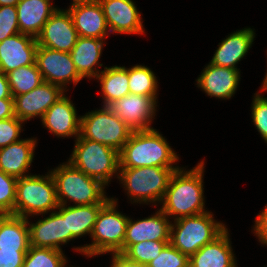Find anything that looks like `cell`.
I'll list each match as a JSON object with an SVG mask.
<instances>
[{
    "label": "cell",
    "mask_w": 267,
    "mask_h": 267,
    "mask_svg": "<svg viewBox=\"0 0 267 267\" xmlns=\"http://www.w3.org/2000/svg\"><path fill=\"white\" fill-rule=\"evenodd\" d=\"M204 161L202 160L191 170L180 167L176 170L169 181L160 210L177 220L187 216L203 214L205 210L203 172Z\"/></svg>",
    "instance_id": "obj_1"
},
{
    "label": "cell",
    "mask_w": 267,
    "mask_h": 267,
    "mask_svg": "<svg viewBox=\"0 0 267 267\" xmlns=\"http://www.w3.org/2000/svg\"><path fill=\"white\" fill-rule=\"evenodd\" d=\"M179 160L165 137L156 129L133 131L119 152V168L167 167Z\"/></svg>",
    "instance_id": "obj_2"
},
{
    "label": "cell",
    "mask_w": 267,
    "mask_h": 267,
    "mask_svg": "<svg viewBox=\"0 0 267 267\" xmlns=\"http://www.w3.org/2000/svg\"><path fill=\"white\" fill-rule=\"evenodd\" d=\"M118 199H111L101 208L97 215L91 235V244L73 247L88 257L104 253L123 254V241L129 217L117 211Z\"/></svg>",
    "instance_id": "obj_3"
},
{
    "label": "cell",
    "mask_w": 267,
    "mask_h": 267,
    "mask_svg": "<svg viewBox=\"0 0 267 267\" xmlns=\"http://www.w3.org/2000/svg\"><path fill=\"white\" fill-rule=\"evenodd\" d=\"M59 205H67V200L75 205L107 203L111 198L105 194V185L73 167L68 161L52 169Z\"/></svg>",
    "instance_id": "obj_4"
},
{
    "label": "cell",
    "mask_w": 267,
    "mask_h": 267,
    "mask_svg": "<svg viewBox=\"0 0 267 267\" xmlns=\"http://www.w3.org/2000/svg\"><path fill=\"white\" fill-rule=\"evenodd\" d=\"M179 168H119L118 179L133 203L161 204L173 173ZM133 200V201H132ZM157 202V203H156Z\"/></svg>",
    "instance_id": "obj_5"
},
{
    "label": "cell",
    "mask_w": 267,
    "mask_h": 267,
    "mask_svg": "<svg viewBox=\"0 0 267 267\" xmlns=\"http://www.w3.org/2000/svg\"><path fill=\"white\" fill-rule=\"evenodd\" d=\"M58 207L56 184L50 171L45 176L30 174L17 179L13 215L23 218L43 216Z\"/></svg>",
    "instance_id": "obj_6"
},
{
    "label": "cell",
    "mask_w": 267,
    "mask_h": 267,
    "mask_svg": "<svg viewBox=\"0 0 267 267\" xmlns=\"http://www.w3.org/2000/svg\"><path fill=\"white\" fill-rule=\"evenodd\" d=\"M213 218L208 211L175 220L171 223L169 243L190 258L226 229L225 224Z\"/></svg>",
    "instance_id": "obj_7"
},
{
    "label": "cell",
    "mask_w": 267,
    "mask_h": 267,
    "mask_svg": "<svg viewBox=\"0 0 267 267\" xmlns=\"http://www.w3.org/2000/svg\"><path fill=\"white\" fill-rule=\"evenodd\" d=\"M74 149L68 162L89 177L108 186L114 174L118 178L119 152L102 143L84 139L75 140Z\"/></svg>",
    "instance_id": "obj_8"
},
{
    "label": "cell",
    "mask_w": 267,
    "mask_h": 267,
    "mask_svg": "<svg viewBox=\"0 0 267 267\" xmlns=\"http://www.w3.org/2000/svg\"><path fill=\"white\" fill-rule=\"evenodd\" d=\"M133 130L108 106L81 116L80 136L120 152Z\"/></svg>",
    "instance_id": "obj_9"
},
{
    "label": "cell",
    "mask_w": 267,
    "mask_h": 267,
    "mask_svg": "<svg viewBox=\"0 0 267 267\" xmlns=\"http://www.w3.org/2000/svg\"><path fill=\"white\" fill-rule=\"evenodd\" d=\"M35 62L44 82L58 85L65 92L69 82H73L75 86L83 79L77 72L70 53L37 46Z\"/></svg>",
    "instance_id": "obj_10"
},
{
    "label": "cell",
    "mask_w": 267,
    "mask_h": 267,
    "mask_svg": "<svg viewBox=\"0 0 267 267\" xmlns=\"http://www.w3.org/2000/svg\"><path fill=\"white\" fill-rule=\"evenodd\" d=\"M56 210L50 212L48 217L39 219L36 223H30L27 218L30 246L62 251L61 245L72 240V233H67L66 205H59Z\"/></svg>",
    "instance_id": "obj_11"
},
{
    "label": "cell",
    "mask_w": 267,
    "mask_h": 267,
    "mask_svg": "<svg viewBox=\"0 0 267 267\" xmlns=\"http://www.w3.org/2000/svg\"><path fill=\"white\" fill-rule=\"evenodd\" d=\"M78 38L68 9L58 8L36 37L38 46L70 53Z\"/></svg>",
    "instance_id": "obj_12"
},
{
    "label": "cell",
    "mask_w": 267,
    "mask_h": 267,
    "mask_svg": "<svg viewBox=\"0 0 267 267\" xmlns=\"http://www.w3.org/2000/svg\"><path fill=\"white\" fill-rule=\"evenodd\" d=\"M157 102L152 97L129 93L112 102L108 108L133 131L148 130L155 117Z\"/></svg>",
    "instance_id": "obj_13"
},
{
    "label": "cell",
    "mask_w": 267,
    "mask_h": 267,
    "mask_svg": "<svg viewBox=\"0 0 267 267\" xmlns=\"http://www.w3.org/2000/svg\"><path fill=\"white\" fill-rule=\"evenodd\" d=\"M64 94L60 86L43 82L30 92L14 97V115L24 122L35 117L42 119L45 112Z\"/></svg>",
    "instance_id": "obj_14"
},
{
    "label": "cell",
    "mask_w": 267,
    "mask_h": 267,
    "mask_svg": "<svg viewBox=\"0 0 267 267\" xmlns=\"http://www.w3.org/2000/svg\"><path fill=\"white\" fill-rule=\"evenodd\" d=\"M102 6L110 32L143 34L145 32L140 11L132 0H98Z\"/></svg>",
    "instance_id": "obj_15"
},
{
    "label": "cell",
    "mask_w": 267,
    "mask_h": 267,
    "mask_svg": "<svg viewBox=\"0 0 267 267\" xmlns=\"http://www.w3.org/2000/svg\"><path fill=\"white\" fill-rule=\"evenodd\" d=\"M160 209L140 220L128 219L125 238L123 241V253L133 244L142 241H170L171 223Z\"/></svg>",
    "instance_id": "obj_16"
},
{
    "label": "cell",
    "mask_w": 267,
    "mask_h": 267,
    "mask_svg": "<svg viewBox=\"0 0 267 267\" xmlns=\"http://www.w3.org/2000/svg\"><path fill=\"white\" fill-rule=\"evenodd\" d=\"M36 38L18 33L0 42V70L7 74L36 60Z\"/></svg>",
    "instance_id": "obj_17"
},
{
    "label": "cell",
    "mask_w": 267,
    "mask_h": 267,
    "mask_svg": "<svg viewBox=\"0 0 267 267\" xmlns=\"http://www.w3.org/2000/svg\"><path fill=\"white\" fill-rule=\"evenodd\" d=\"M240 79L239 69L209 63L197 78L196 84L210 97L229 100L236 93Z\"/></svg>",
    "instance_id": "obj_18"
},
{
    "label": "cell",
    "mask_w": 267,
    "mask_h": 267,
    "mask_svg": "<svg viewBox=\"0 0 267 267\" xmlns=\"http://www.w3.org/2000/svg\"><path fill=\"white\" fill-rule=\"evenodd\" d=\"M41 121L58 138L80 136L81 116H77L74 104L65 94L45 112Z\"/></svg>",
    "instance_id": "obj_19"
},
{
    "label": "cell",
    "mask_w": 267,
    "mask_h": 267,
    "mask_svg": "<svg viewBox=\"0 0 267 267\" xmlns=\"http://www.w3.org/2000/svg\"><path fill=\"white\" fill-rule=\"evenodd\" d=\"M68 11L72 17L78 36L105 39L109 28L100 3H78L70 5Z\"/></svg>",
    "instance_id": "obj_20"
},
{
    "label": "cell",
    "mask_w": 267,
    "mask_h": 267,
    "mask_svg": "<svg viewBox=\"0 0 267 267\" xmlns=\"http://www.w3.org/2000/svg\"><path fill=\"white\" fill-rule=\"evenodd\" d=\"M226 228L189 258V267H238Z\"/></svg>",
    "instance_id": "obj_21"
},
{
    "label": "cell",
    "mask_w": 267,
    "mask_h": 267,
    "mask_svg": "<svg viewBox=\"0 0 267 267\" xmlns=\"http://www.w3.org/2000/svg\"><path fill=\"white\" fill-rule=\"evenodd\" d=\"M255 32L251 28L234 31L218 44V48L209 62L216 66L238 69V64L251 48Z\"/></svg>",
    "instance_id": "obj_22"
},
{
    "label": "cell",
    "mask_w": 267,
    "mask_h": 267,
    "mask_svg": "<svg viewBox=\"0 0 267 267\" xmlns=\"http://www.w3.org/2000/svg\"><path fill=\"white\" fill-rule=\"evenodd\" d=\"M36 145V138H21L20 141L1 148L0 170L17 179L29 176L28 170L33 162Z\"/></svg>",
    "instance_id": "obj_23"
},
{
    "label": "cell",
    "mask_w": 267,
    "mask_h": 267,
    "mask_svg": "<svg viewBox=\"0 0 267 267\" xmlns=\"http://www.w3.org/2000/svg\"><path fill=\"white\" fill-rule=\"evenodd\" d=\"M50 0H21L17 5L19 31L37 37L44 24L58 9Z\"/></svg>",
    "instance_id": "obj_24"
},
{
    "label": "cell",
    "mask_w": 267,
    "mask_h": 267,
    "mask_svg": "<svg viewBox=\"0 0 267 267\" xmlns=\"http://www.w3.org/2000/svg\"><path fill=\"white\" fill-rule=\"evenodd\" d=\"M104 44V39L78 36L70 55L77 72L82 78H96L101 72L98 67L103 65L99 64V59Z\"/></svg>",
    "instance_id": "obj_25"
},
{
    "label": "cell",
    "mask_w": 267,
    "mask_h": 267,
    "mask_svg": "<svg viewBox=\"0 0 267 267\" xmlns=\"http://www.w3.org/2000/svg\"><path fill=\"white\" fill-rule=\"evenodd\" d=\"M29 247L27 218L13 214L0 215V249L29 250Z\"/></svg>",
    "instance_id": "obj_26"
},
{
    "label": "cell",
    "mask_w": 267,
    "mask_h": 267,
    "mask_svg": "<svg viewBox=\"0 0 267 267\" xmlns=\"http://www.w3.org/2000/svg\"><path fill=\"white\" fill-rule=\"evenodd\" d=\"M96 79L101 83L102 106H108L129 94L128 68L125 66L105 67Z\"/></svg>",
    "instance_id": "obj_27"
},
{
    "label": "cell",
    "mask_w": 267,
    "mask_h": 267,
    "mask_svg": "<svg viewBox=\"0 0 267 267\" xmlns=\"http://www.w3.org/2000/svg\"><path fill=\"white\" fill-rule=\"evenodd\" d=\"M105 204L66 205L67 233H72V240L85 234L91 235L97 215Z\"/></svg>",
    "instance_id": "obj_28"
},
{
    "label": "cell",
    "mask_w": 267,
    "mask_h": 267,
    "mask_svg": "<svg viewBox=\"0 0 267 267\" xmlns=\"http://www.w3.org/2000/svg\"><path fill=\"white\" fill-rule=\"evenodd\" d=\"M6 75L13 98L30 92L44 82L36 62L32 65L19 67Z\"/></svg>",
    "instance_id": "obj_29"
},
{
    "label": "cell",
    "mask_w": 267,
    "mask_h": 267,
    "mask_svg": "<svg viewBox=\"0 0 267 267\" xmlns=\"http://www.w3.org/2000/svg\"><path fill=\"white\" fill-rule=\"evenodd\" d=\"M129 93L152 97L157 101L158 80L154 72L144 65L128 68Z\"/></svg>",
    "instance_id": "obj_30"
},
{
    "label": "cell",
    "mask_w": 267,
    "mask_h": 267,
    "mask_svg": "<svg viewBox=\"0 0 267 267\" xmlns=\"http://www.w3.org/2000/svg\"><path fill=\"white\" fill-rule=\"evenodd\" d=\"M66 263L61 250L30 246L22 267H65Z\"/></svg>",
    "instance_id": "obj_31"
},
{
    "label": "cell",
    "mask_w": 267,
    "mask_h": 267,
    "mask_svg": "<svg viewBox=\"0 0 267 267\" xmlns=\"http://www.w3.org/2000/svg\"><path fill=\"white\" fill-rule=\"evenodd\" d=\"M169 241H142L131 245L122 255L130 261L147 266Z\"/></svg>",
    "instance_id": "obj_32"
},
{
    "label": "cell",
    "mask_w": 267,
    "mask_h": 267,
    "mask_svg": "<svg viewBox=\"0 0 267 267\" xmlns=\"http://www.w3.org/2000/svg\"><path fill=\"white\" fill-rule=\"evenodd\" d=\"M17 178L0 170V215L14 214Z\"/></svg>",
    "instance_id": "obj_33"
},
{
    "label": "cell",
    "mask_w": 267,
    "mask_h": 267,
    "mask_svg": "<svg viewBox=\"0 0 267 267\" xmlns=\"http://www.w3.org/2000/svg\"><path fill=\"white\" fill-rule=\"evenodd\" d=\"M146 267H189V257L169 243Z\"/></svg>",
    "instance_id": "obj_34"
},
{
    "label": "cell",
    "mask_w": 267,
    "mask_h": 267,
    "mask_svg": "<svg viewBox=\"0 0 267 267\" xmlns=\"http://www.w3.org/2000/svg\"><path fill=\"white\" fill-rule=\"evenodd\" d=\"M251 105L252 122L267 143V97L258 91L254 94Z\"/></svg>",
    "instance_id": "obj_35"
},
{
    "label": "cell",
    "mask_w": 267,
    "mask_h": 267,
    "mask_svg": "<svg viewBox=\"0 0 267 267\" xmlns=\"http://www.w3.org/2000/svg\"><path fill=\"white\" fill-rule=\"evenodd\" d=\"M18 33L16 6H0V42Z\"/></svg>",
    "instance_id": "obj_36"
},
{
    "label": "cell",
    "mask_w": 267,
    "mask_h": 267,
    "mask_svg": "<svg viewBox=\"0 0 267 267\" xmlns=\"http://www.w3.org/2000/svg\"><path fill=\"white\" fill-rule=\"evenodd\" d=\"M23 123L16 116L0 120V149L21 140L19 136L23 131Z\"/></svg>",
    "instance_id": "obj_37"
},
{
    "label": "cell",
    "mask_w": 267,
    "mask_h": 267,
    "mask_svg": "<svg viewBox=\"0 0 267 267\" xmlns=\"http://www.w3.org/2000/svg\"><path fill=\"white\" fill-rule=\"evenodd\" d=\"M28 250H1L0 267H22Z\"/></svg>",
    "instance_id": "obj_38"
},
{
    "label": "cell",
    "mask_w": 267,
    "mask_h": 267,
    "mask_svg": "<svg viewBox=\"0 0 267 267\" xmlns=\"http://www.w3.org/2000/svg\"><path fill=\"white\" fill-rule=\"evenodd\" d=\"M253 232L258 237L261 244L264 246L267 245V205L264 210L257 215Z\"/></svg>",
    "instance_id": "obj_39"
},
{
    "label": "cell",
    "mask_w": 267,
    "mask_h": 267,
    "mask_svg": "<svg viewBox=\"0 0 267 267\" xmlns=\"http://www.w3.org/2000/svg\"><path fill=\"white\" fill-rule=\"evenodd\" d=\"M14 116V99H0V120Z\"/></svg>",
    "instance_id": "obj_40"
},
{
    "label": "cell",
    "mask_w": 267,
    "mask_h": 267,
    "mask_svg": "<svg viewBox=\"0 0 267 267\" xmlns=\"http://www.w3.org/2000/svg\"><path fill=\"white\" fill-rule=\"evenodd\" d=\"M111 255H112L111 267H146L136 262L128 260L120 253Z\"/></svg>",
    "instance_id": "obj_41"
},
{
    "label": "cell",
    "mask_w": 267,
    "mask_h": 267,
    "mask_svg": "<svg viewBox=\"0 0 267 267\" xmlns=\"http://www.w3.org/2000/svg\"><path fill=\"white\" fill-rule=\"evenodd\" d=\"M0 99H14L10 92L7 75L0 70Z\"/></svg>",
    "instance_id": "obj_42"
},
{
    "label": "cell",
    "mask_w": 267,
    "mask_h": 267,
    "mask_svg": "<svg viewBox=\"0 0 267 267\" xmlns=\"http://www.w3.org/2000/svg\"><path fill=\"white\" fill-rule=\"evenodd\" d=\"M21 0H0V6H16Z\"/></svg>",
    "instance_id": "obj_43"
},
{
    "label": "cell",
    "mask_w": 267,
    "mask_h": 267,
    "mask_svg": "<svg viewBox=\"0 0 267 267\" xmlns=\"http://www.w3.org/2000/svg\"><path fill=\"white\" fill-rule=\"evenodd\" d=\"M97 1L98 0H73V3H71V5L78 4V3H94Z\"/></svg>",
    "instance_id": "obj_44"
},
{
    "label": "cell",
    "mask_w": 267,
    "mask_h": 267,
    "mask_svg": "<svg viewBox=\"0 0 267 267\" xmlns=\"http://www.w3.org/2000/svg\"><path fill=\"white\" fill-rule=\"evenodd\" d=\"M261 87H262L261 90H263V92H267V72H266V75L264 77V80H263V83H262Z\"/></svg>",
    "instance_id": "obj_45"
}]
</instances>
